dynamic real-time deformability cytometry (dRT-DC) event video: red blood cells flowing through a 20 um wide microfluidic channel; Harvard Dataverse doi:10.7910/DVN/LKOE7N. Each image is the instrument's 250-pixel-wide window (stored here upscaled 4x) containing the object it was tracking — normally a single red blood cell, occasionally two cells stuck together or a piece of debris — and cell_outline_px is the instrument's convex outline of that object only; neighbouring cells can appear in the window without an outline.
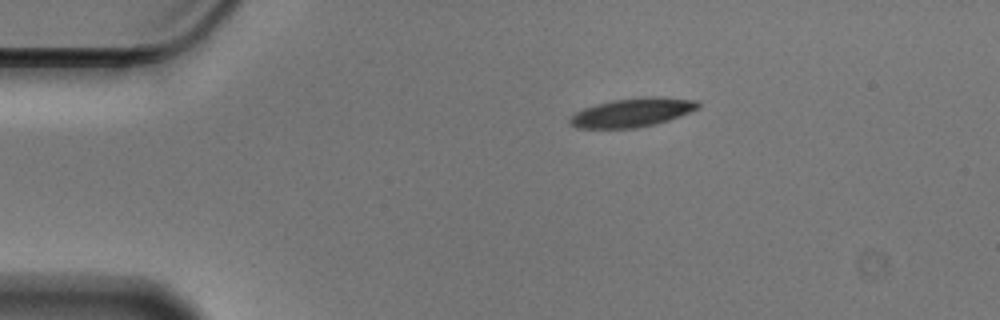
{"species": "Egyptian fruit bat (a non-hibernating species)", "species_latin": "Rousettus aegyptiacus", "temperature_condition": "cold", "stored_images_in_passage": 47, "camera_frame_rate_fps": 3000, "um_per_image_px": 0.085, "animal": {"sex": "male"}, "frame": {"image": 1, "passage_image": 1, "time_ms": 0.0, "image_size_px": [1000, 320], "cell_outline_px": [[700, 108], [680, 116], [668, 120], [636, 128], [580, 128], [568, 124], [568, 120], [576, 112], [584, 108], [596, 104], [612, 100], [644, 96], [660, 96], [696, 100], [700, 104]], "centroid_in_image_um": [53.76, 9.55], "position_along_channel_um": 31.2, "area_um2": 21.56}}
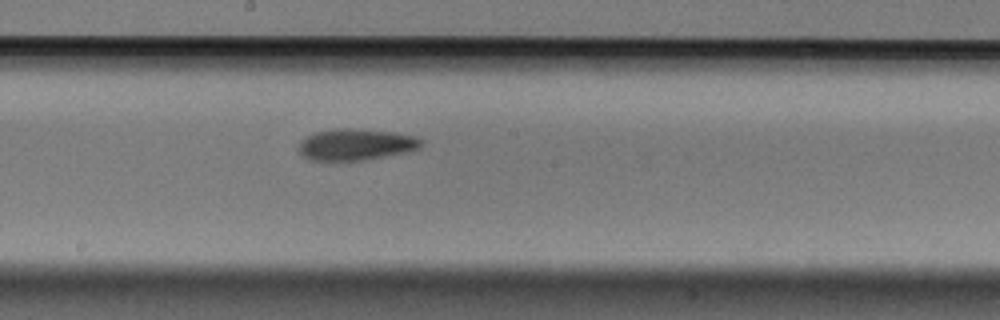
{"frame": {"image": 2, "passage_image": 21, "time_ms": 6.667, "image_size_px": [1000, 320], "cell_outline_px": [[424, 144], [420, 148], [408, 152], [364, 160], [308, 160], [300, 156], [296, 148], [300, 140], [316, 132], [336, 128], [348, 128], [396, 132], [412, 136], [424, 140]], "centroid_in_image_um": [30.23, 12.29], "position_along_channel_um": 218.0, "area_um2": 22.77}}
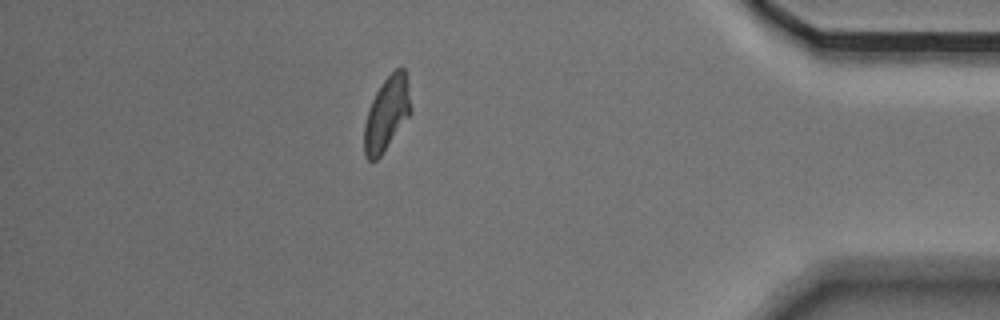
{"frame": {"image": 3, "passage_image": 40, "time_ms": 13.0, "image_size_px": [1000, 320], "cell_outline_px": [[412, 112], [380, 156], [376, 160], [368, 160], [364, 156], [364, 124], [368, 108], [376, 92], [384, 80], [396, 68], [404, 68], [408, 84], [412, 108]], "centroid_in_image_um": [32.87, 9.67], "position_along_channel_um": 402.3, "area_um2": 19.94}, "authors_computed_cell_mechanics": {"area_um2": 21.5594, "velocity_mm_per_s": 3.538, "shape_relaxation_time_tau1_ms": 5.1322, "shape_relaxation_time_tau2_ms": 5.1883, "deformation_change_tau1": 0.1725, "deformation_change_tau2": 0.1145}}